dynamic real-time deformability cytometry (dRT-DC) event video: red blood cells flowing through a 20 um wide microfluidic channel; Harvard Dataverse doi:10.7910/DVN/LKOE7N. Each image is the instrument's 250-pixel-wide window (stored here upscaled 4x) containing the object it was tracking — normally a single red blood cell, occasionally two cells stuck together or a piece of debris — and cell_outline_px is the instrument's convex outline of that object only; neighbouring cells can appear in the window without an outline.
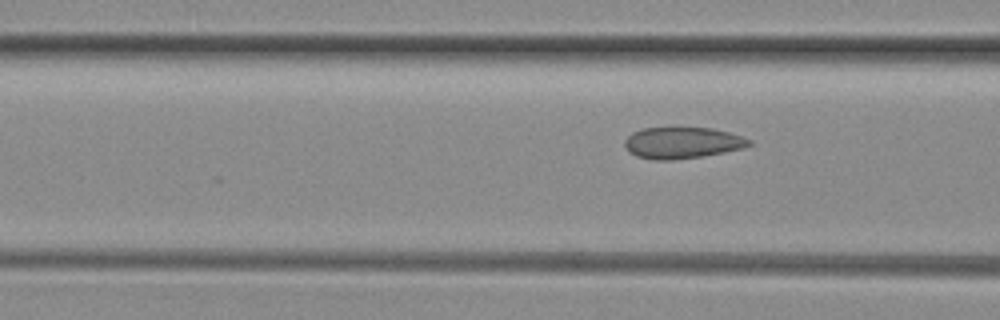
{"species": "common noctule bat (a hibernating species)", "species_latin": "Nyctalus noctula", "temperature_condition": "room temperature", "stored_images_in_passage": 3, "camera_frame_rate_fps": 3000, "um_per_image_px": 0.085, "animal": {"sex": "female", "body_mass_g": 29.2, "forearm_length_mm": 56.3}, "frame": {"image": 1, "passage_image": 3, "time_ms": 0.667, "image_size_px": [1000, 320], "cell_outline_px": [[752, 144], [740, 148], [724, 152], [700, 156], [672, 160], [652, 160], [636, 156], [628, 152], [624, 144], [624, 140], [632, 132], [640, 128], [712, 128], [728, 132], [752, 140]], "centroid_in_image_um": [57.93, 12.14], "position_along_channel_um": 108.7, "area_um2": 22.66}}